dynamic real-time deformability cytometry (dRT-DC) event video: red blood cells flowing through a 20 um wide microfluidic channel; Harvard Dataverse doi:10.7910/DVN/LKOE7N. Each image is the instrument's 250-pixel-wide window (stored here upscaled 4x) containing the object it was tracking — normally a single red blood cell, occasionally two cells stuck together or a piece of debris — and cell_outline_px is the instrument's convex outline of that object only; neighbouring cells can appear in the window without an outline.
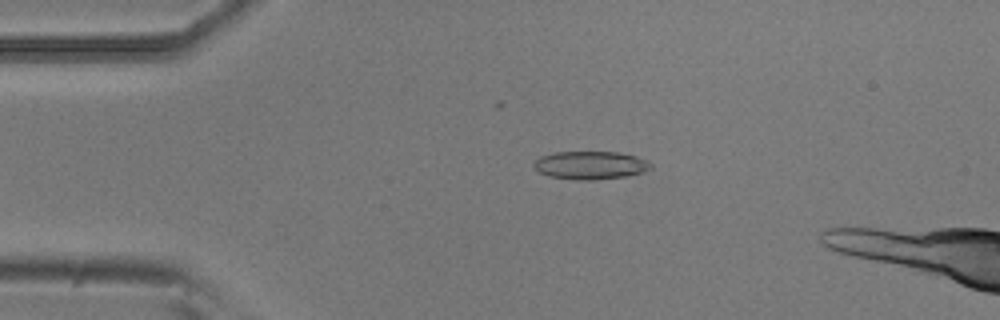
{"species": "common noctule bat (a hibernating species)", "species_latin": "Nyctalus noctula", "temperature_condition": "room temperature", "stored_images_in_passage": 34, "camera_frame_rate_fps": 3000, "um_per_image_px": 0.085, "animal": {"sex": "male", "body_mass_g": 20.5, "forearm_length_mm": 52.5}, "frame": {"image": 1, "passage_image": 6, "time_ms": 1.667, "image_size_px": [1000, 320], "cell_outline_px": [[652, 168], [644, 172], [628, 176], [596, 180], [576, 180], [548, 176], [540, 172], [532, 164], [540, 156], [556, 152], [620, 152], [636, 156], [648, 160], [652, 164]], "centroid_in_image_um": [50.23, 14.05], "position_along_channel_um": 34.8, "area_um2": 19.36}}
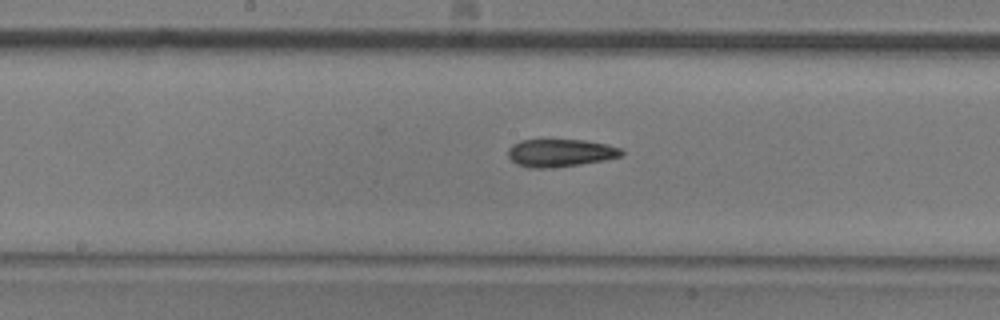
{"frame": {"image": 2, "passage_image": 22, "time_ms": 7.0, "image_size_px": [1000, 320], "cell_outline_px": [[624, 152], [620, 156], [604, 160], [580, 164], [552, 168], [532, 168], [516, 164], [508, 156], [508, 148], [512, 144], [520, 140], [584, 140], [608, 144], [620, 148]], "centroid_in_image_um": [47.61, 12.99], "position_along_channel_um": 200.6, "area_um2": 18.32}}
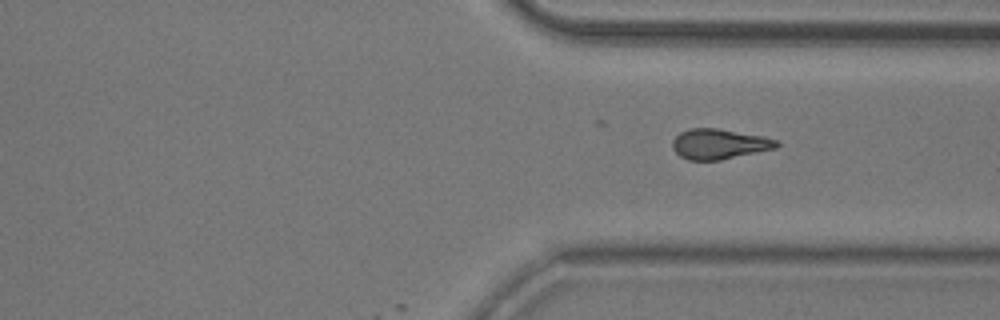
{"frame": {"image": 3, "passage_image": 34, "time_ms": 11.0, "image_size_px": [1000, 320], "cell_outline_px": [[780, 144], [776, 148], [720, 160], [688, 160], [680, 156], [672, 148], [672, 140], [680, 132], [688, 128], [716, 128], [764, 136], [780, 140]], "centroid_in_image_um": [61.14, 12.23], "position_along_channel_um": 350.3, "area_um2": 18.44}}